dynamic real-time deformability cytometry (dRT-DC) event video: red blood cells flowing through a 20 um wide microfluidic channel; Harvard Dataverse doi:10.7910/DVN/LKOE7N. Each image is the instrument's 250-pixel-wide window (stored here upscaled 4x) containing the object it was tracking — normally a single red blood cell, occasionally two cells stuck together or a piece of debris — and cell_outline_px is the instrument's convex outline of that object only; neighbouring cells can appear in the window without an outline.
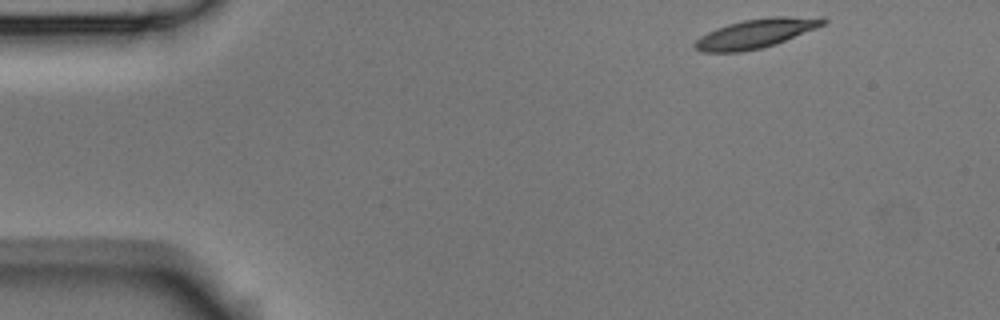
{"species": "Egyptian fruit bat (a non-hibernating species)", "species_latin": "Rousettus aegyptiacus", "temperature_condition": "room temperature", "stored_images_in_passage": 10, "camera_frame_rate_fps": 3000, "um_per_image_px": 0.085, "animal": {"sex": "male"}, "frame": {"image": 1, "passage_image": 1, "time_ms": 0.0, "image_size_px": [1000, 320], "cell_outline_px": [[828, 20], [824, 24], [816, 28], [776, 44], [760, 48], [740, 52], [700, 52], [692, 44], [700, 36], [716, 28], [728, 24], [744, 20], [768, 16], [824, 16]], "centroid_in_image_um": [64.28, 2.82], "position_along_channel_um": 20.7, "area_um2": 21.96}}